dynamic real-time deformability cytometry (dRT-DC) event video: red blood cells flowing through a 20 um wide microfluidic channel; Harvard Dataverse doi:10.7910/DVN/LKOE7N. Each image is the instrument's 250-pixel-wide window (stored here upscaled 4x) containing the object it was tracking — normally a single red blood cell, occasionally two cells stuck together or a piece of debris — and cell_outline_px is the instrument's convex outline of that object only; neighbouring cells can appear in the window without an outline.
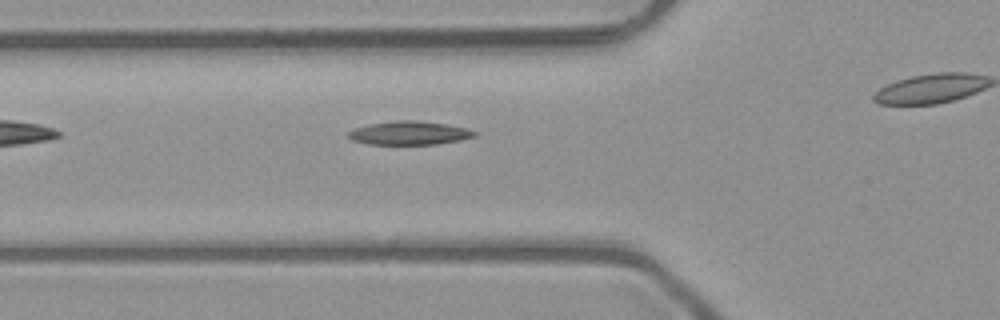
{"species": "common noctule bat (a hibernating species)", "species_latin": "Nyctalus noctula", "temperature_condition": "room temperature", "stored_images_in_passage": 7, "segment_of_instrument_passage": [1, 2], "camera_frame_rate_fps": 3000, "um_per_image_px": 0.085, "animal": {"sex": "male", "body_mass_g": 23.1, "forearm_length_mm": 52.7}, "frame": {"image": 1, "passage_image": 6, "time_ms": 1.667, "image_size_px": [1000, 320], "cell_outline_px": [[480, 132], [476, 136], [460, 140], [436, 144], [368, 144], [352, 140], [348, 136], [348, 132], [356, 128], [372, 124], [400, 120], [416, 120], [448, 124], [468, 128]], "centroid_in_image_um": [34.88, 11.3], "position_along_channel_um": 90.9, "area_um2": 17.28}}